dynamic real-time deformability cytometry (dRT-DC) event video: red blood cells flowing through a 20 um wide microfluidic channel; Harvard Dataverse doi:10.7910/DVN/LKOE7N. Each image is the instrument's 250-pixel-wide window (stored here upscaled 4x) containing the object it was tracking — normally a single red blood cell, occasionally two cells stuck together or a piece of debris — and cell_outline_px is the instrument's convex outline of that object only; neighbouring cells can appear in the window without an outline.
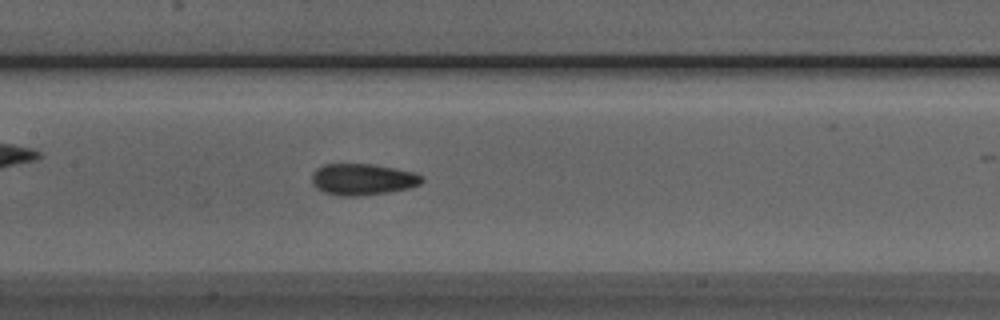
{"species": "Egyptian fruit bat (a non-hibernating species)", "species_latin": "Rousettus aegyptiacus", "temperature_condition": "room temperature", "stored_images_in_passage": 40, "camera_frame_rate_fps": 3000, "um_per_image_px": 0.085, "animal": {"sex": "male"}, "frame": {"image": 1, "passage_image": 22, "time_ms": 7.0, "image_size_px": [1000, 320], "cell_outline_px": [[424, 180], [420, 184], [408, 188], [388, 192], [360, 196], [340, 196], [324, 192], [316, 188], [312, 184], [312, 172], [316, 168], [324, 164], [372, 164], [416, 172], [424, 176]], "centroid_in_image_um": [30.82, 15.24], "position_along_channel_um": 176.6, "area_um2": 20.35}}
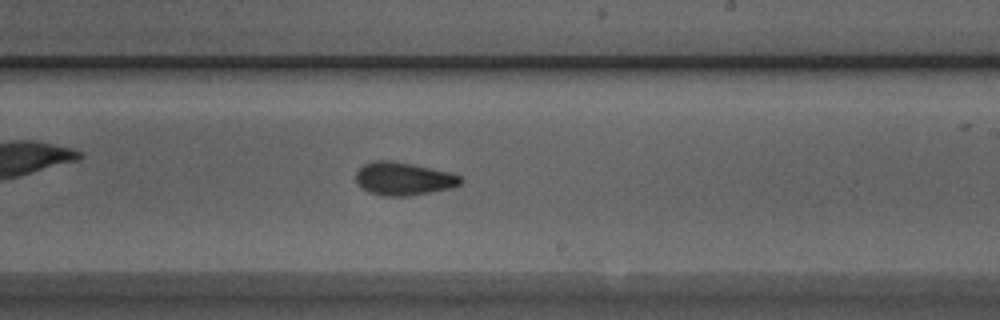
{"frame": {"image": 2, "passage_image": 28, "time_ms": 9.0, "image_size_px": [1000, 320], "cell_outline_px": [[464, 180], [460, 184], [452, 188], [408, 196], [384, 196], [368, 192], [356, 180], [356, 172], [364, 164], [376, 160], [388, 160], [412, 164], [452, 172], [460, 176]], "centroid_in_image_um": [34.34, 15.19], "position_along_channel_um": 254.7, "area_um2": 20.11}}
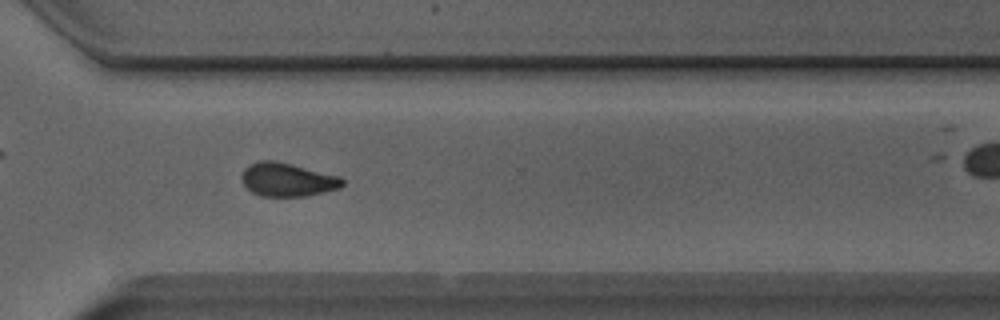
{"frame": {"image": 3, "passage_image": 35, "time_ms": 11.333, "image_size_px": [1000, 320], "cell_outline_px": [[344, 184], [340, 188], [308, 196], [260, 196], [252, 192], [240, 180], [240, 176], [244, 168], [260, 160], [272, 160], [292, 164], [340, 176], [344, 180]], "centroid_in_image_um": [24.43, 15.27], "position_along_channel_um": 346.2, "area_um2": 19.77}}